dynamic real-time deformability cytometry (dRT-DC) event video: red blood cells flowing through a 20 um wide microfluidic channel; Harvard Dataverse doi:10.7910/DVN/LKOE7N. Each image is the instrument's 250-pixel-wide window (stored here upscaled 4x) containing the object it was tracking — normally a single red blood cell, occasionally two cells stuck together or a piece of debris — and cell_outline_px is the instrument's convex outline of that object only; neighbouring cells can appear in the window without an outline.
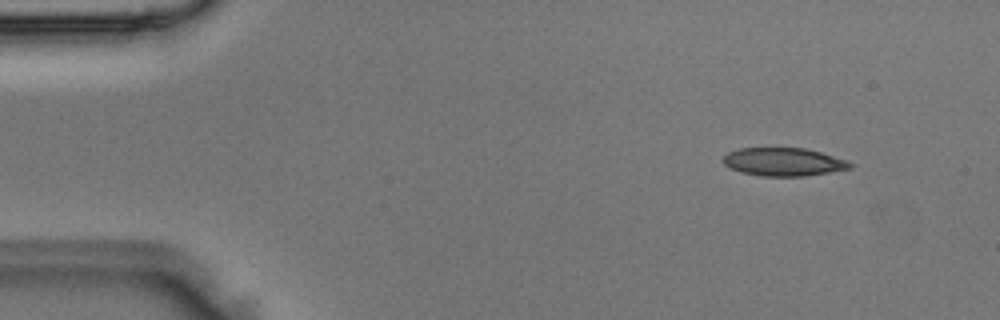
{"species": "Egyptian fruit bat (a non-hibernating species)", "species_latin": "Rousettus aegyptiacus", "temperature_condition": "room temperature", "stored_images_in_passage": 5, "camera_frame_rate_fps": 3000, "um_per_image_px": 0.085, "animal": {"sex": "male"}, "frame": {"image": 1, "passage_image": 2, "time_ms": 0.333, "image_size_px": [1000, 320], "cell_outline_px": [[856, 164], [852, 168], [804, 176], [760, 176], [740, 172], [724, 164], [720, 160], [728, 152], [740, 148], [804, 148], [820, 152], [848, 160]], "centroid_in_image_um": [66.61, 13.76], "position_along_channel_um": 18.4, "area_um2": 20.92}}
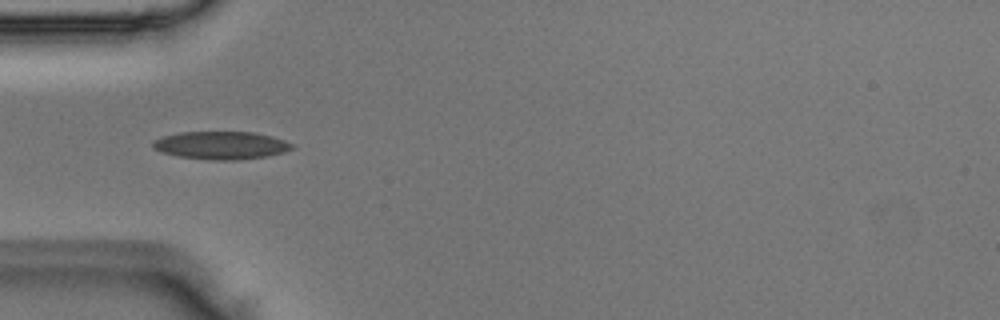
{"frame": {"image": 2, "passage_image": 5, "time_ms": 1.333, "image_size_px": [1000, 320], "cell_outline_px": [[292, 148], [284, 152], [264, 156], [236, 160], [212, 160], [180, 156], [160, 152], [152, 148], [152, 140], [164, 136], [180, 132], [256, 132], [272, 136], [284, 140], [292, 144]], "centroid_in_image_um": [18.75, 12.34], "position_along_channel_um": 66.2, "area_um2": 22.48}}